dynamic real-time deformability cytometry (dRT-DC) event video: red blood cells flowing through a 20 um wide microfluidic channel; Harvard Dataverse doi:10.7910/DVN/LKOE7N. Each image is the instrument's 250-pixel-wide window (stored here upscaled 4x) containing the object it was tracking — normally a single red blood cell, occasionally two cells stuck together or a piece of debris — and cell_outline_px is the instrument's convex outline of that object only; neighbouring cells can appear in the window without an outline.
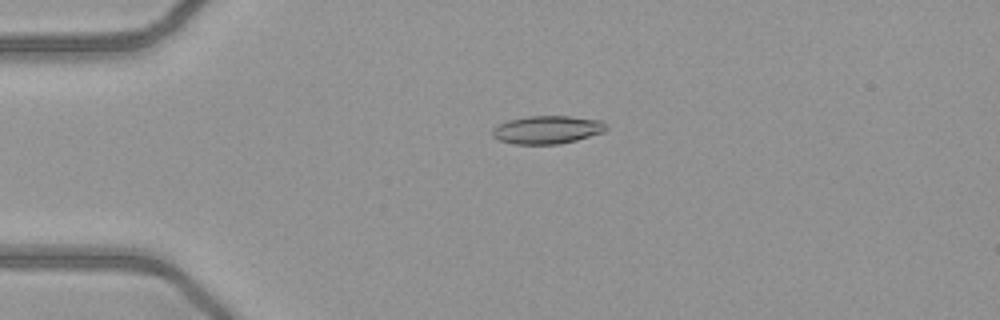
{"species": "common noctule bat (a hibernating species)", "species_latin": "Nyctalus noctula", "temperature_condition": "warm", "stored_images_in_passage": 42, "camera_frame_rate_fps": 3000, "um_per_image_px": 0.085, "animal": {"sex": "female", "body_mass_g": 21.9}, "frame": {"image": 1, "passage_image": 3, "time_ms": 0.667, "image_size_px": [1000, 320], "cell_outline_px": [[608, 128], [604, 132], [576, 140], [560, 144], [516, 144], [500, 140], [492, 136], [492, 128], [508, 120], [528, 116], [568, 116], [604, 120]], "centroid_in_image_um": [46.55, 11.02], "position_along_channel_um": 38.5, "area_um2": 18.67}}
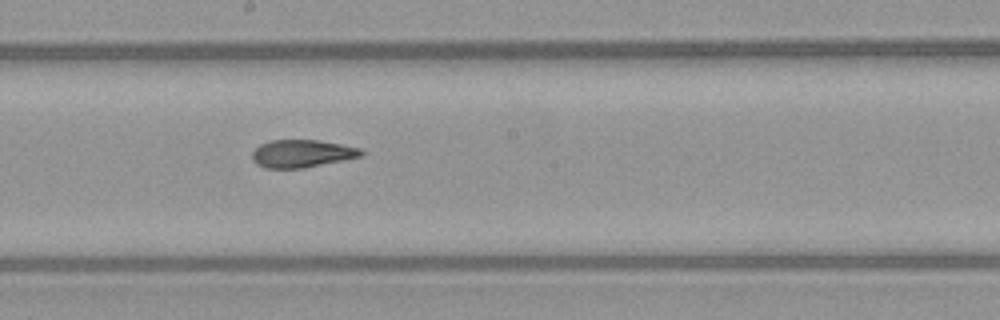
{"frame": {"image": 2, "passage_image": 19, "time_ms": 6.0, "image_size_px": [1000, 320], "cell_outline_px": [[364, 156], [304, 168], [264, 168], [256, 164], [252, 160], [252, 152], [260, 144], [268, 140], [320, 140], [360, 148], [364, 152]], "centroid_in_image_um": [25.66, 13.05], "position_along_channel_um": 222.5, "area_um2": 17.74}}
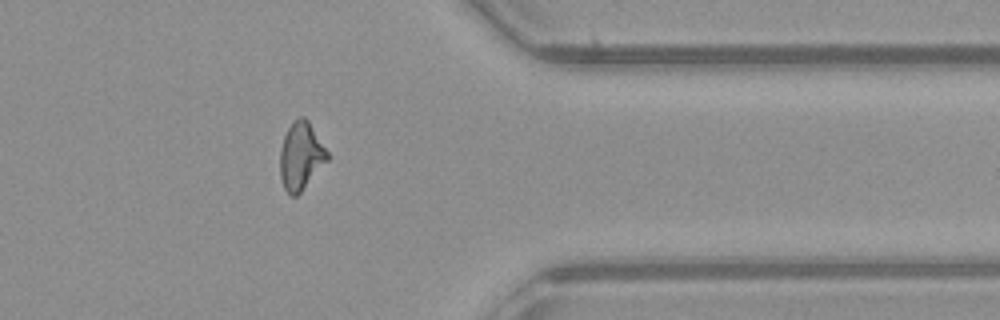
{"frame": {"image": 3, "passage_image": 32, "time_ms": 10.333, "image_size_px": [1000, 320], "cell_outline_px": [[328, 160], [300, 192], [296, 196], [292, 196], [284, 188], [280, 176], [280, 148], [284, 136], [288, 128], [300, 116], [304, 116], [308, 120], [328, 152]], "centroid_in_image_um": [25.57, 13.26], "position_along_channel_um": 385.8, "area_um2": 18.32}, "authors_computed_cell_mechanics": {"area_um2": 18.3226, "velocity_mm_per_s": 4.0879, "shape_relaxation_time_tau1_ms": 7.3591, "shape_relaxation_time_tau2_ms": 2.349, "deformation_change_tau1": 0.2173, "deformation_change_tau2": 0.1027}}